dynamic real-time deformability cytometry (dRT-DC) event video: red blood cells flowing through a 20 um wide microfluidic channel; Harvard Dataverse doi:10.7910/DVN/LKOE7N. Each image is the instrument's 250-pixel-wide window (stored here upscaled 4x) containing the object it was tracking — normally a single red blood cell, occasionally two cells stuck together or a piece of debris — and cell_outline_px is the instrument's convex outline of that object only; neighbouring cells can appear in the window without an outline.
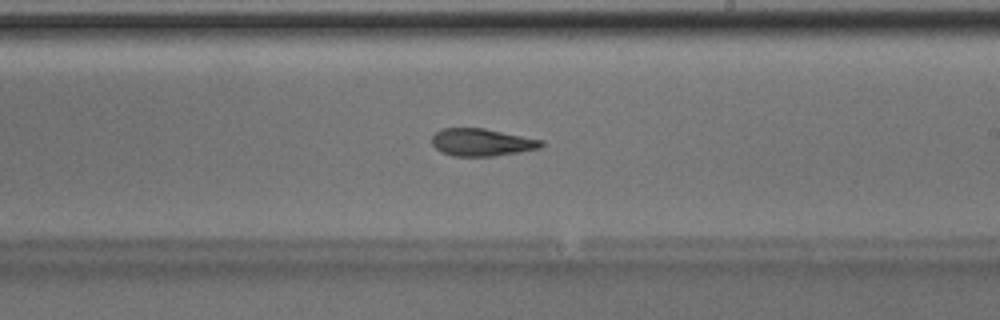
{"species": "Egyptian fruit bat (a non-hibernating species)", "species_latin": "Rousettus aegyptiacus", "temperature_condition": "room temperature", "stored_images_in_passage": 40, "camera_frame_rate_fps": 3000, "um_per_image_px": 0.085, "animal": {"sex": "male"}, "frame": {"image": 1, "passage_image": 29, "time_ms": 9.333, "image_size_px": [1000, 320], "cell_outline_px": [[544, 144], [540, 148], [520, 152], [492, 156], [452, 156], [440, 152], [432, 144], [432, 136], [440, 128], [484, 128], [544, 140]], "centroid_in_image_um": [40.94, 12.09], "position_along_channel_um": 248.1, "area_um2": 17.63}}